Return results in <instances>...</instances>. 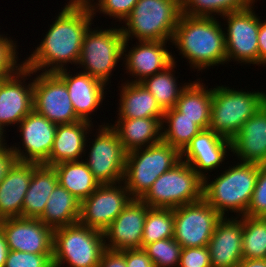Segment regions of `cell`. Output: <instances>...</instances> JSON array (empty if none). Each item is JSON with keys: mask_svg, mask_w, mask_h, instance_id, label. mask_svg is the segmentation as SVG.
<instances>
[{"mask_svg": "<svg viewBox=\"0 0 266 267\" xmlns=\"http://www.w3.org/2000/svg\"><path fill=\"white\" fill-rule=\"evenodd\" d=\"M236 267H266V259H244Z\"/></svg>", "mask_w": 266, "mask_h": 267, "instance_id": "48", "label": "cell"}, {"mask_svg": "<svg viewBox=\"0 0 266 267\" xmlns=\"http://www.w3.org/2000/svg\"><path fill=\"white\" fill-rule=\"evenodd\" d=\"M181 161V152L161 141L127 153L123 183L133 199H141L155 180Z\"/></svg>", "mask_w": 266, "mask_h": 267, "instance_id": "6", "label": "cell"}, {"mask_svg": "<svg viewBox=\"0 0 266 267\" xmlns=\"http://www.w3.org/2000/svg\"><path fill=\"white\" fill-rule=\"evenodd\" d=\"M256 0H182V14L189 17H223L227 13L245 10Z\"/></svg>", "mask_w": 266, "mask_h": 267, "instance_id": "34", "label": "cell"}, {"mask_svg": "<svg viewBox=\"0 0 266 267\" xmlns=\"http://www.w3.org/2000/svg\"><path fill=\"white\" fill-rule=\"evenodd\" d=\"M35 74L23 66L11 77L0 81V127L3 130L9 125L17 126L33 110L31 76ZM27 77L30 79L28 83L25 82Z\"/></svg>", "mask_w": 266, "mask_h": 267, "instance_id": "17", "label": "cell"}, {"mask_svg": "<svg viewBox=\"0 0 266 267\" xmlns=\"http://www.w3.org/2000/svg\"><path fill=\"white\" fill-rule=\"evenodd\" d=\"M244 259H266V217L243 216Z\"/></svg>", "mask_w": 266, "mask_h": 267, "instance_id": "35", "label": "cell"}, {"mask_svg": "<svg viewBox=\"0 0 266 267\" xmlns=\"http://www.w3.org/2000/svg\"><path fill=\"white\" fill-rule=\"evenodd\" d=\"M203 199V178L180 161L160 175L141 200L152 208H177Z\"/></svg>", "mask_w": 266, "mask_h": 267, "instance_id": "8", "label": "cell"}, {"mask_svg": "<svg viewBox=\"0 0 266 267\" xmlns=\"http://www.w3.org/2000/svg\"><path fill=\"white\" fill-rule=\"evenodd\" d=\"M230 88L226 85L212 87L209 129L232 140L243 124L266 102V92Z\"/></svg>", "mask_w": 266, "mask_h": 267, "instance_id": "5", "label": "cell"}, {"mask_svg": "<svg viewBox=\"0 0 266 267\" xmlns=\"http://www.w3.org/2000/svg\"><path fill=\"white\" fill-rule=\"evenodd\" d=\"M178 267H212L208 247L182 248Z\"/></svg>", "mask_w": 266, "mask_h": 267, "instance_id": "42", "label": "cell"}, {"mask_svg": "<svg viewBox=\"0 0 266 267\" xmlns=\"http://www.w3.org/2000/svg\"><path fill=\"white\" fill-rule=\"evenodd\" d=\"M132 199L123 182L100 185L81 202L79 222L103 232Z\"/></svg>", "mask_w": 266, "mask_h": 267, "instance_id": "14", "label": "cell"}, {"mask_svg": "<svg viewBox=\"0 0 266 267\" xmlns=\"http://www.w3.org/2000/svg\"><path fill=\"white\" fill-rule=\"evenodd\" d=\"M182 14L180 0H138L122 22L124 41H170Z\"/></svg>", "mask_w": 266, "mask_h": 267, "instance_id": "4", "label": "cell"}, {"mask_svg": "<svg viewBox=\"0 0 266 267\" xmlns=\"http://www.w3.org/2000/svg\"><path fill=\"white\" fill-rule=\"evenodd\" d=\"M74 3H88L91 7L92 13L95 16L97 12L104 14L115 22L124 21L127 16L132 12L133 7L138 0H69Z\"/></svg>", "mask_w": 266, "mask_h": 267, "instance_id": "38", "label": "cell"}, {"mask_svg": "<svg viewBox=\"0 0 266 267\" xmlns=\"http://www.w3.org/2000/svg\"><path fill=\"white\" fill-rule=\"evenodd\" d=\"M39 73L33 79V110L55 124H70L76 115L65 82L55 72Z\"/></svg>", "mask_w": 266, "mask_h": 267, "instance_id": "13", "label": "cell"}, {"mask_svg": "<svg viewBox=\"0 0 266 267\" xmlns=\"http://www.w3.org/2000/svg\"><path fill=\"white\" fill-rule=\"evenodd\" d=\"M222 216L204 199L174 208L173 238L182 248L203 247Z\"/></svg>", "mask_w": 266, "mask_h": 267, "instance_id": "12", "label": "cell"}, {"mask_svg": "<svg viewBox=\"0 0 266 267\" xmlns=\"http://www.w3.org/2000/svg\"><path fill=\"white\" fill-rule=\"evenodd\" d=\"M16 127L21 133L22 148L25 149L19 145L10 146L17 161L44 164L53 146L57 124L32 110Z\"/></svg>", "mask_w": 266, "mask_h": 267, "instance_id": "15", "label": "cell"}, {"mask_svg": "<svg viewBox=\"0 0 266 267\" xmlns=\"http://www.w3.org/2000/svg\"><path fill=\"white\" fill-rule=\"evenodd\" d=\"M94 17L88 3L67 2L40 44L23 61L24 67L34 72H57L67 64L76 66Z\"/></svg>", "mask_w": 266, "mask_h": 267, "instance_id": "1", "label": "cell"}, {"mask_svg": "<svg viewBox=\"0 0 266 267\" xmlns=\"http://www.w3.org/2000/svg\"><path fill=\"white\" fill-rule=\"evenodd\" d=\"M4 132H6L5 130H3L1 127H0V149H2V148H5L6 146H7V142H5L6 140V135H4V134H6V133H4Z\"/></svg>", "mask_w": 266, "mask_h": 267, "instance_id": "49", "label": "cell"}, {"mask_svg": "<svg viewBox=\"0 0 266 267\" xmlns=\"http://www.w3.org/2000/svg\"><path fill=\"white\" fill-rule=\"evenodd\" d=\"M98 267H127L125 255L118 250L105 249Z\"/></svg>", "mask_w": 266, "mask_h": 267, "instance_id": "44", "label": "cell"}, {"mask_svg": "<svg viewBox=\"0 0 266 267\" xmlns=\"http://www.w3.org/2000/svg\"><path fill=\"white\" fill-rule=\"evenodd\" d=\"M33 163L16 161L0 183V220L21 217Z\"/></svg>", "mask_w": 266, "mask_h": 267, "instance_id": "25", "label": "cell"}, {"mask_svg": "<svg viewBox=\"0 0 266 267\" xmlns=\"http://www.w3.org/2000/svg\"><path fill=\"white\" fill-rule=\"evenodd\" d=\"M81 202L59 183L38 218L53 230L79 222Z\"/></svg>", "mask_w": 266, "mask_h": 267, "instance_id": "30", "label": "cell"}, {"mask_svg": "<svg viewBox=\"0 0 266 267\" xmlns=\"http://www.w3.org/2000/svg\"><path fill=\"white\" fill-rule=\"evenodd\" d=\"M57 184L58 177L52 166L33 163V173L24 196L21 217L39 218Z\"/></svg>", "mask_w": 266, "mask_h": 267, "instance_id": "28", "label": "cell"}, {"mask_svg": "<svg viewBox=\"0 0 266 267\" xmlns=\"http://www.w3.org/2000/svg\"><path fill=\"white\" fill-rule=\"evenodd\" d=\"M125 255L127 267H155L146 252L140 249H127L121 251Z\"/></svg>", "mask_w": 266, "mask_h": 267, "instance_id": "43", "label": "cell"}, {"mask_svg": "<svg viewBox=\"0 0 266 267\" xmlns=\"http://www.w3.org/2000/svg\"><path fill=\"white\" fill-rule=\"evenodd\" d=\"M89 28L83 38L77 66L80 71L109 84L116 67L123 59L124 36L121 28ZM83 69V70H82Z\"/></svg>", "mask_w": 266, "mask_h": 267, "instance_id": "9", "label": "cell"}, {"mask_svg": "<svg viewBox=\"0 0 266 267\" xmlns=\"http://www.w3.org/2000/svg\"><path fill=\"white\" fill-rule=\"evenodd\" d=\"M196 80L190 81L181 92L175 108L183 113V117L193 120L202 129H208L211 117L212 87L208 89L202 79Z\"/></svg>", "mask_w": 266, "mask_h": 267, "instance_id": "29", "label": "cell"}, {"mask_svg": "<svg viewBox=\"0 0 266 267\" xmlns=\"http://www.w3.org/2000/svg\"><path fill=\"white\" fill-rule=\"evenodd\" d=\"M98 126V132L93 129L96 131V136L93 135L96 138H87L86 140L84 154L88 152V149L90 150L83 161L100 185L121 183L124 178L127 152L121 144L118 134L109 123H101ZM88 139H91L92 142ZM87 142L92 143L91 147Z\"/></svg>", "mask_w": 266, "mask_h": 267, "instance_id": "10", "label": "cell"}, {"mask_svg": "<svg viewBox=\"0 0 266 267\" xmlns=\"http://www.w3.org/2000/svg\"><path fill=\"white\" fill-rule=\"evenodd\" d=\"M5 36L0 34V81L11 77L24 66V62L18 60L17 41Z\"/></svg>", "mask_w": 266, "mask_h": 267, "instance_id": "39", "label": "cell"}, {"mask_svg": "<svg viewBox=\"0 0 266 267\" xmlns=\"http://www.w3.org/2000/svg\"><path fill=\"white\" fill-rule=\"evenodd\" d=\"M9 250L33 254H53L54 230L38 218L0 220Z\"/></svg>", "mask_w": 266, "mask_h": 267, "instance_id": "16", "label": "cell"}, {"mask_svg": "<svg viewBox=\"0 0 266 267\" xmlns=\"http://www.w3.org/2000/svg\"><path fill=\"white\" fill-rule=\"evenodd\" d=\"M254 4L242 11L227 13L222 17L228 62L258 66V32L261 17L255 13Z\"/></svg>", "mask_w": 266, "mask_h": 267, "instance_id": "11", "label": "cell"}, {"mask_svg": "<svg viewBox=\"0 0 266 267\" xmlns=\"http://www.w3.org/2000/svg\"><path fill=\"white\" fill-rule=\"evenodd\" d=\"M216 17L181 14L172 39L179 56L196 71L227 64L223 24ZM222 25V26H221ZM209 67V68H208Z\"/></svg>", "mask_w": 266, "mask_h": 267, "instance_id": "2", "label": "cell"}, {"mask_svg": "<svg viewBox=\"0 0 266 267\" xmlns=\"http://www.w3.org/2000/svg\"><path fill=\"white\" fill-rule=\"evenodd\" d=\"M105 249L102 231L80 222L67 225L54 230L53 266L98 267Z\"/></svg>", "mask_w": 266, "mask_h": 267, "instance_id": "7", "label": "cell"}, {"mask_svg": "<svg viewBox=\"0 0 266 267\" xmlns=\"http://www.w3.org/2000/svg\"><path fill=\"white\" fill-rule=\"evenodd\" d=\"M173 56V63L164 71L146 77L140 83L155 97L156 102L163 111L175 107L181 92L188 86V82L178 84V77L175 76L174 70L177 66ZM174 72V73H173Z\"/></svg>", "mask_w": 266, "mask_h": 267, "instance_id": "32", "label": "cell"}, {"mask_svg": "<svg viewBox=\"0 0 266 267\" xmlns=\"http://www.w3.org/2000/svg\"><path fill=\"white\" fill-rule=\"evenodd\" d=\"M4 267H54L53 254H33L9 250Z\"/></svg>", "mask_w": 266, "mask_h": 267, "instance_id": "40", "label": "cell"}, {"mask_svg": "<svg viewBox=\"0 0 266 267\" xmlns=\"http://www.w3.org/2000/svg\"><path fill=\"white\" fill-rule=\"evenodd\" d=\"M222 217L207 245L212 267H236L242 260L243 216Z\"/></svg>", "mask_w": 266, "mask_h": 267, "instance_id": "22", "label": "cell"}, {"mask_svg": "<svg viewBox=\"0 0 266 267\" xmlns=\"http://www.w3.org/2000/svg\"><path fill=\"white\" fill-rule=\"evenodd\" d=\"M94 127L93 123L85 120L57 124L49 158L43 165L54 166L62 162L82 160L86 156L84 153L87 137Z\"/></svg>", "mask_w": 266, "mask_h": 267, "instance_id": "24", "label": "cell"}, {"mask_svg": "<svg viewBox=\"0 0 266 267\" xmlns=\"http://www.w3.org/2000/svg\"><path fill=\"white\" fill-rule=\"evenodd\" d=\"M161 128L162 141L180 152L202 130L193 120L183 117V113L175 107L164 111Z\"/></svg>", "mask_w": 266, "mask_h": 267, "instance_id": "33", "label": "cell"}, {"mask_svg": "<svg viewBox=\"0 0 266 267\" xmlns=\"http://www.w3.org/2000/svg\"><path fill=\"white\" fill-rule=\"evenodd\" d=\"M8 251L9 249L6 243V238L0 227V267H4Z\"/></svg>", "mask_w": 266, "mask_h": 267, "instance_id": "47", "label": "cell"}, {"mask_svg": "<svg viewBox=\"0 0 266 267\" xmlns=\"http://www.w3.org/2000/svg\"><path fill=\"white\" fill-rule=\"evenodd\" d=\"M142 249L155 267H178L182 246L173 237L149 243Z\"/></svg>", "mask_w": 266, "mask_h": 267, "instance_id": "37", "label": "cell"}, {"mask_svg": "<svg viewBox=\"0 0 266 267\" xmlns=\"http://www.w3.org/2000/svg\"><path fill=\"white\" fill-rule=\"evenodd\" d=\"M231 150L237 162L266 165V102L232 138Z\"/></svg>", "mask_w": 266, "mask_h": 267, "instance_id": "23", "label": "cell"}, {"mask_svg": "<svg viewBox=\"0 0 266 267\" xmlns=\"http://www.w3.org/2000/svg\"><path fill=\"white\" fill-rule=\"evenodd\" d=\"M260 166L257 163L238 162L225 168L212 181L208 180L210 175L206 176L203 179V199L222 217H228L229 212L236 213L237 217L245 216Z\"/></svg>", "mask_w": 266, "mask_h": 267, "instance_id": "3", "label": "cell"}, {"mask_svg": "<svg viewBox=\"0 0 266 267\" xmlns=\"http://www.w3.org/2000/svg\"><path fill=\"white\" fill-rule=\"evenodd\" d=\"M229 152H232L231 140L208 128L202 129L181 151V160L204 179L209 171L219 169Z\"/></svg>", "mask_w": 266, "mask_h": 267, "instance_id": "20", "label": "cell"}, {"mask_svg": "<svg viewBox=\"0 0 266 267\" xmlns=\"http://www.w3.org/2000/svg\"><path fill=\"white\" fill-rule=\"evenodd\" d=\"M266 66V19L260 21L258 32V66Z\"/></svg>", "mask_w": 266, "mask_h": 267, "instance_id": "46", "label": "cell"}, {"mask_svg": "<svg viewBox=\"0 0 266 267\" xmlns=\"http://www.w3.org/2000/svg\"><path fill=\"white\" fill-rule=\"evenodd\" d=\"M245 216L266 217V165L259 167L256 186Z\"/></svg>", "mask_w": 266, "mask_h": 267, "instance_id": "41", "label": "cell"}, {"mask_svg": "<svg viewBox=\"0 0 266 267\" xmlns=\"http://www.w3.org/2000/svg\"><path fill=\"white\" fill-rule=\"evenodd\" d=\"M9 146L7 145L5 148L0 149V183L4 180L9 169L17 161L14 152Z\"/></svg>", "mask_w": 266, "mask_h": 267, "instance_id": "45", "label": "cell"}, {"mask_svg": "<svg viewBox=\"0 0 266 267\" xmlns=\"http://www.w3.org/2000/svg\"><path fill=\"white\" fill-rule=\"evenodd\" d=\"M149 208L141 199H132L103 231L105 248L118 251L142 248L143 227Z\"/></svg>", "mask_w": 266, "mask_h": 267, "instance_id": "18", "label": "cell"}, {"mask_svg": "<svg viewBox=\"0 0 266 267\" xmlns=\"http://www.w3.org/2000/svg\"><path fill=\"white\" fill-rule=\"evenodd\" d=\"M119 88L117 119L163 118L164 111L140 82L125 81Z\"/></svg>", "mask_w": 266, "mask_h": 267, "instance_id": "27", "label": "cell"}, {"mask_svg": "<svg viewBox=\"0 0 266 267\" xmlns=\"http://www.w3.org/2000/svg\"><path fill=\"white\" fill-rule=\"evenodd\" d=\"M163 118L117 119L109 125L116 131L125 151L145 148L162 141Z\"/></svg>", "mask_w": 266, "mask_h": 267, "instance_id": "26", "label": "cell"}, {"mask_svg": "<svg viewBox=\"0 0 266 267\" xmlns=\"http://www.w3.org/2000/svg\"><path fill=\"white\" fill-rule=\"evenodd\" d=\"M58 183L80 202L89 197L99 186L87 164L83 161L62 162L52 166Z\"/></svg>", "mask_w": 266, "mask_h": 267, "instance_id": "31", "label": "cell"}, {"mask_svg": "<svg viewBox=\"0 0 266 267\" xmlns=\"http://www.w3.org/2000/svg\"><path fill=\"white\" fill-rule=\"evenodd\" d=\"M173 235L174 209L150 207L143 227L142 248L149 243L172 238Z\"/></svg>", "mask_w": 266, "mask_h": 267, "instance_id": "36", "label": "cell"}, {"mask_svg": "<svg viewBox=\"0 0 266 267\" xmlns=\"http://www.w3.org/2000/svg\"><path fill=\"white\" fill-rule=\"evenodd\" d=\"M168 41H136L131 48L128 41L123 43V63L131 81L141 82L149 76L164 71L173 63V55L167 49ZM130 47V48H128ZM130 50H128V49ZM128 52V53H127ZM136 76V77H135ZM134 78V80H133Z\"/></svg>", "mask_w": 266, "mask_h": 267, "instance_id": "19", "label": "cell"}, {"mask_svg": "<svg viewBox=\"0 0 266 267\" xmlns=\"http://www.w3.org/2000/svg\"><path fill=\"white\" fill-rule=\"evenodd\" d=\"M55 73L65 82L76 115L81 120L94 123L91 117L103 105L107 84L82 71L74 74L68 68Z\"/></svg>", "mask_w": 266, "mask_h": 267, "instance_id": "21", "label": "cell"}]
</instances>
